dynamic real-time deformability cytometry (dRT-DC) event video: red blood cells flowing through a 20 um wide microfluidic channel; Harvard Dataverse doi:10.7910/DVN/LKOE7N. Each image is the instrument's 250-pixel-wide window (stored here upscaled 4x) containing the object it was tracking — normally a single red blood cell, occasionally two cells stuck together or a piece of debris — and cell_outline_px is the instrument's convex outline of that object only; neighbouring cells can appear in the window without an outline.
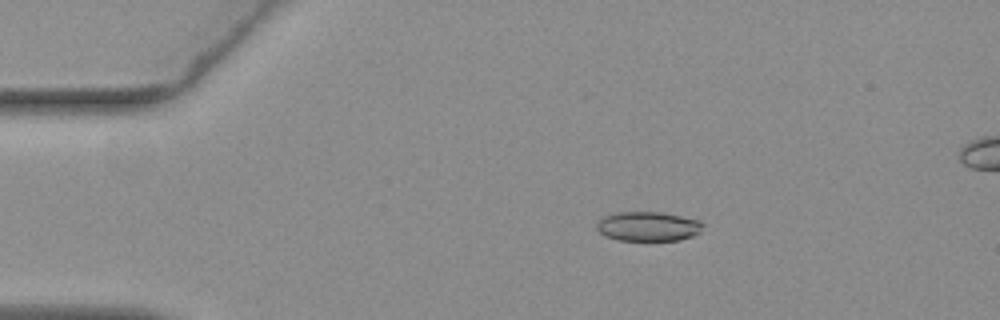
{"species": "common noctule bat (a hibernating species)", "species_latin": "Nyctalus noctula", "temperature_condition": "warm", "stored_images_in_passage": 55, "camera_frame_rate_fps": 3000, "um_per_image_px": 0.085, "animal": {"sex": "female", "body_mass_g": 19.3, "forearm_length_mm": 54.1}, "frame": {"image": 1, "passage_image": 10, "time_ms": 3.0, "image_size_px": [1000, 320], "cell_outline_px": [[704, 224], [700, 232], [692, 236], [680, 240], [616, 240], [604, 236], [596, 228], [596, 220], [604, 216], [616, 212], [660, 212], [700, 220]], "centroid_in_image_um": [55.05, 19.24], "position_along_channel_um": 29.9, "area_um2": 18.38}}
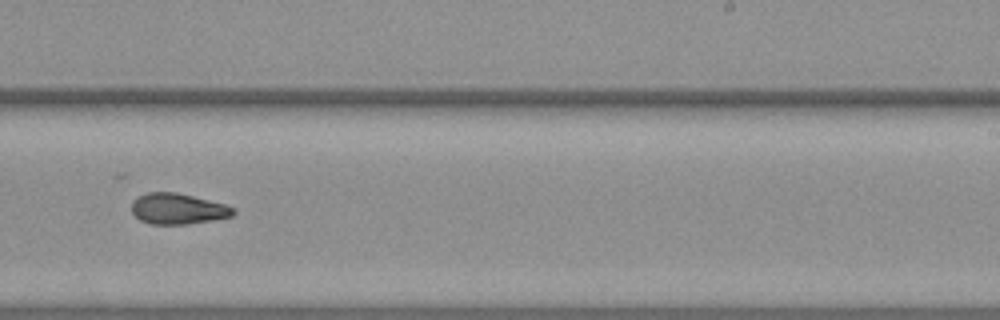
{"frame": {"image": 2, "passage_image": 34, "time_ms": 11.0, "image_size_px": [1000, 320], "cell_outline_px": [[236, 212], [232, 216], [212, 220], [184, 224], [148, 224], [140, 220], [132, 212], [132, 200], [148, 192], [176, 192], [224, 204], [236, 208]], "centroid_in_image_um": [15.11, 17.75], "position_along_channel_um": 273.9, "area_um2": 18.15}}
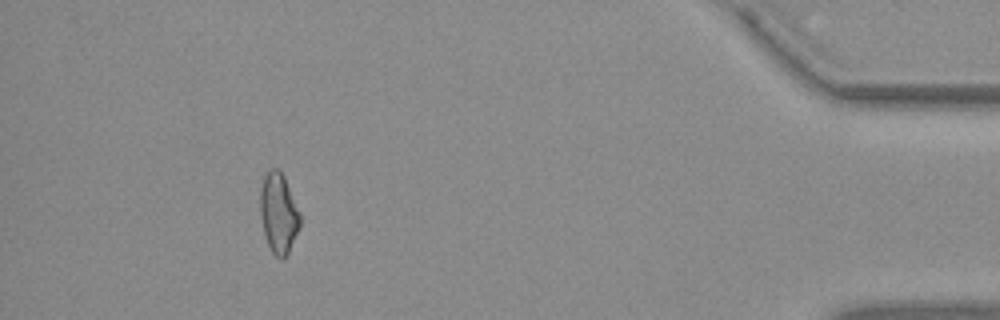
{"frame": {"image": 3, "passage_image": 50, "time_ms": 16.333, "image_size_px": [1000, 320], "cell_outline_px": [[300, 224], [288, 252], [284, 260], [280, 260], [272, 252], [264, 236], [260, 216], [260, 188], [264, 176], [272, 168], [276, 168], [284, 176], [300, 212]], "centroid_in_image_um": [23.66, 18.13], "position_along_channel_um": 411.5, "area_um2": 18.55}}